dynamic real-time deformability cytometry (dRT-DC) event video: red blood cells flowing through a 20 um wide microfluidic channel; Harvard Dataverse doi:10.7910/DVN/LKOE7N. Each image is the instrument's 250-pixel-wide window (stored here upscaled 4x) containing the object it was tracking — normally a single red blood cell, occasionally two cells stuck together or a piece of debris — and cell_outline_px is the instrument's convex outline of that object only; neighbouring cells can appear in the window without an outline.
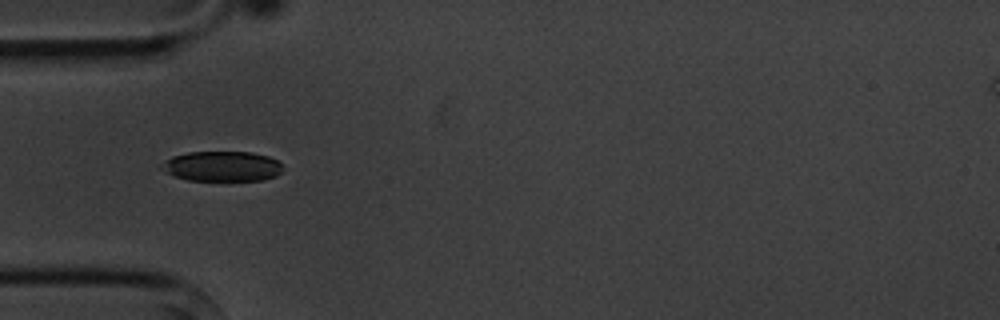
{"species": "common noctule bat (a hibernating species)", "species_latin": "Nyctalus noctula", "temperature_condition": "cold", "stored_images_in_passage": 14, "camera_frame_rate_fps": 3000, "um_per_image_px": 0.085, "animal": {"sex": "male", "body_mass_g": 20.1, "forearm_length_mm": 53.5}, "frame": {"image": 1, "passage_image": 4, "time_ms": 4.667, "image_size_px": [1000, 320], "cell_outline_px": [[280, 172], [276, 176], [264, 180], [188, 180], [172, 176], [164, 172], [160, 168], [160, 164], [164, 160], [172, 156], [188, 152], [252, 152], [268, 156], [276, 160], [280, 164]], "centroid_in_image_um": [18.8, 14.13], "position_along_channel_um": 66.2, "area_um2": 21.33}}
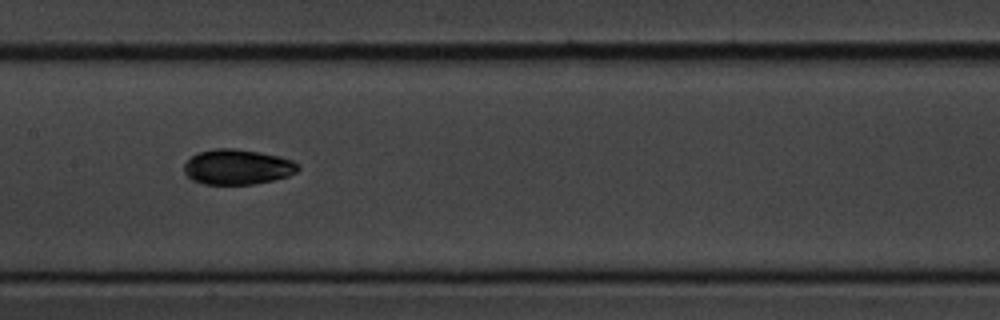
{"frame": {"image": 2, "passage_image": 7, "time_ms": 8.0, "image_size_px": [1000, 320], "cell_outline_px": [[300, 168], [296, 172], [288, 176], [272, 180], [252, 184], [204, 184], [192, 180], [184, 172], [184, 164], [192, 156], [200, 152], [216, 148], [232, 148], [280, 156], [292, 160], [300, 164]], "centroid_in_image_um": [20.19, 14.19], "position_along_channel_um": 187.2, "area_um2": 23.24}}
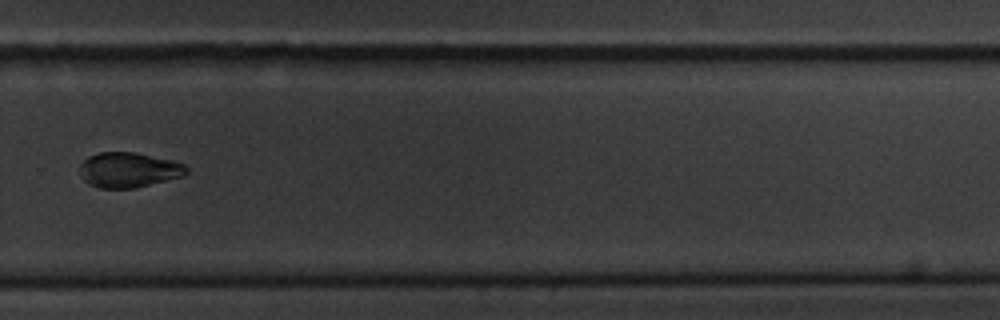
{"frame": {"image": 3, "passage_image": 10, "time_ms": 11.667, "image_size_px": [1000, 320], "cell_outline_px": [[188, 172], [180, 176], [136, 188], [100, 188], [88, 184], [80, 176], [80, 164], [88, 156], [100, 152], [136, 152], [172, 160], [184, 164], [188, 168]], "centroid_in_image_um": [10.9, 14.43], "position_along_channel_um": 318.9, "area_um2": 21.79}, "authors_computed_cell_mechanics": {"area_um2": 23.4379, "velocity_mm_per_s": 3.6046, "shape_relaxation_time_tau1_ms": 1.6824, "shape_relaxation_time_tau2_ms": 4.1808, "deformation_change_tau1": 0.0587, "deformation_change_tau2": 0.0564}}